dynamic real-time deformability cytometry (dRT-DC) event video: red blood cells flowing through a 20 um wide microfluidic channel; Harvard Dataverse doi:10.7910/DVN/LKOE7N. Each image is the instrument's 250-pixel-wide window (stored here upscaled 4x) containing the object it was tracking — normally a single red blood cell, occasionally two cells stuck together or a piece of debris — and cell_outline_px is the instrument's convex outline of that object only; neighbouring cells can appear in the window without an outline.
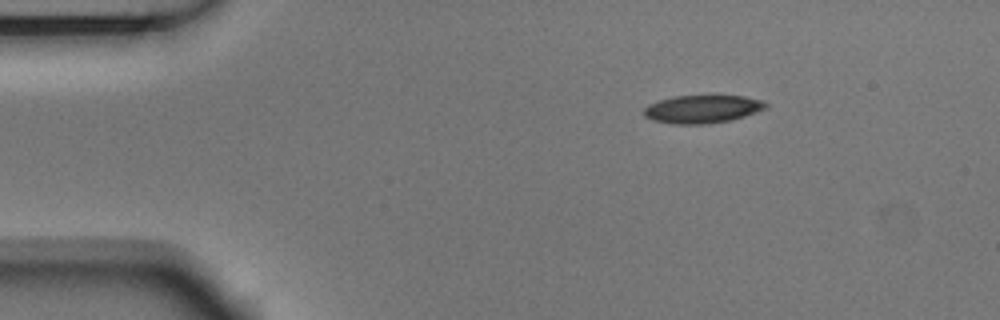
{"species": "Egyptian fruit bat (a non-hibernating species)", "species_latin": "Rousettus aegyptiacus", "temperature_condition": "room temperature", "stored_images_in_passage": 3, "camera_frame_rate_fps": 3000, "um_per_image_px": 0.085, "animal": {"sex": "male"}, "frame": {"image": 1, "passage_image": 1, "time_ms": 0.0, "image_size_px": [1000, 320], "cell_outline_px": [[768, 108], [744, 116], [728, 120], [704, 124], [672, 124], [652, 120], [644, 116], [644, 108], [648, 104], [672, 96], [744, 96], [764, 100], [768, 104]], "centroid_in_image_um": [59.7, 9.27], "position_along_channel_um": 25.3, "area_um2": 19.88}}